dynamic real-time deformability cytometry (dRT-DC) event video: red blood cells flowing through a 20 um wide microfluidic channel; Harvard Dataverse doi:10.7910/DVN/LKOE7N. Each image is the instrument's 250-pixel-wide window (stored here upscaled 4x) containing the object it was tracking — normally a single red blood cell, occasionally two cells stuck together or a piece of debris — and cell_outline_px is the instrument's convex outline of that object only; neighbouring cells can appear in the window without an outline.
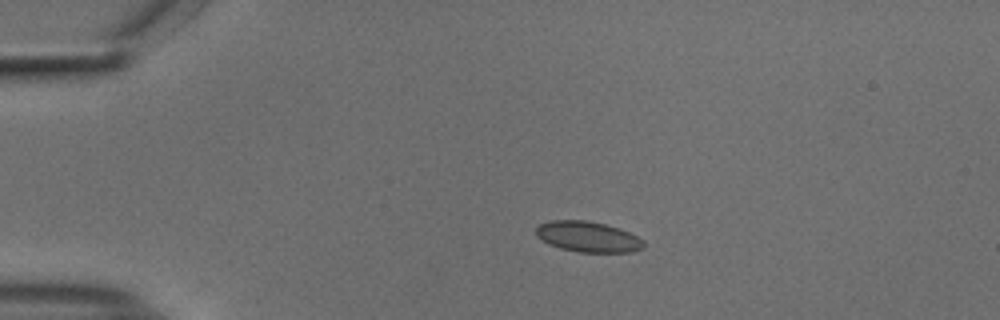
{"species": "common noctule bat (a hibernating species)", "species_latin": "Nyctalus noctula", "temperature_condition": "cold", "stored_images_in_passage": 44, "camera_frame_rate_fps": 3000, "um_per_image_px": 0.085, "animal": {"sex": "male", "body_mass_g": 18.8}, "frame": {"image": 1, "passage_image": 1, "time_ms": 0.0, "image_size_px": [1000, 320], "cell_outline_px": [[644, 248], [632, 252], [580, 252], [560, 248], [548, 244], [536, 236], [536, 228], [540, 224], [552, 220], [584, 220], [604, 224], [620, 228], [644, 240]], "centroid_in_image_um": [49.98, 20.13], "position_along_channel_um": 35.0, "area_um2": 19.19}}
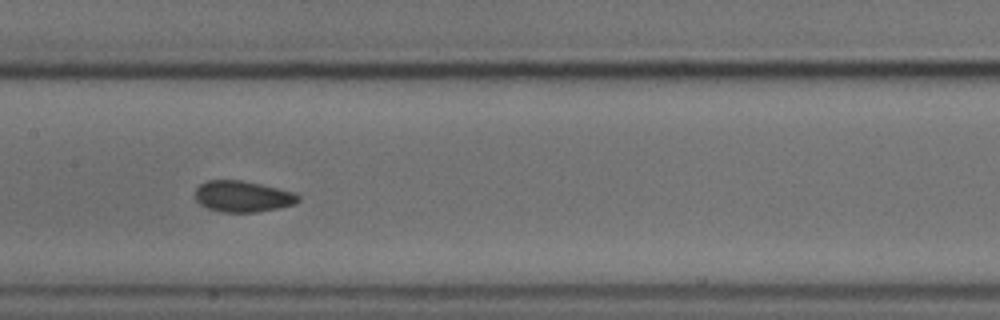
{"frame": {"image": 2, "passage_image": 17, "time_ms": 5.333, "image_size_px": [1000, 320], "cell_outline_px": [[300, 200], [296, 204], [280, 208], [256, 212], [220, 212], [208, 208], [200, 204], [196, 200], [196, 188], [200, 184], [208, 180], [240, 180], [260, 184], [296, 192], [300, 196]], "centroid_in_image_um": [20.67, 16.7], "position_along_channel_um": 186.7, "area_um2": 18.84}}
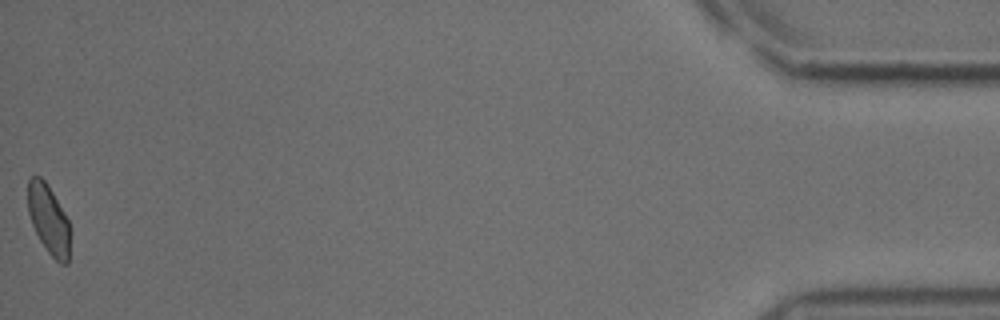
{"frame": {"image": 3, "passage_image": 44, "time_ms": 14.333, "image_size_px": [1000, 320], "cell_outline_px": [[72, 232], [68, 264], [60, 264], [48, 252], [40, 240], [32, 224], [28, 212], [28, 180], [32, 176], [40, 176], [44, 180], [52, 192], [68, 220]], "centroid_in_image_um": [4.17, 18.7], "position_along_channel_um": 431.0, "area_um2": 17.17}, "authors_computed_cell_mechanics": {"area_um2": 18.2937, "velocity_mm_per_s": 3.7135, "shape_relaxation_time_tau1_ms": 1.6971, "shape_relaxation_time_tau2_ms": 2.0649, "deformation_change_tau1": 0.0424, "deformation_change_tau2": 0.0456}}